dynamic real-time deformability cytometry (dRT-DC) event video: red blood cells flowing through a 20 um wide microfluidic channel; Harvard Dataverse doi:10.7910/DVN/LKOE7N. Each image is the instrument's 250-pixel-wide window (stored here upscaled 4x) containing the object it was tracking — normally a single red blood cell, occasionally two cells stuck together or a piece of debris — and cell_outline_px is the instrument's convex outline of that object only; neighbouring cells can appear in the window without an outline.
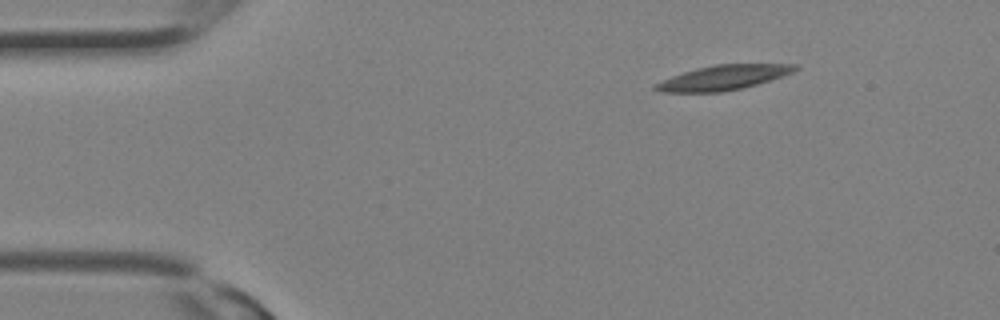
{"species": "Egyptian fruit bat (a non-hibernating species)", "species_latin": "Rousettus aegyptiacus", "temperature_condition": "room temperature", "stored_images_in_passage": 13, "camera_frame_rate_fps": 3000, "um_per_image_px": 0.085, "animal": {"sex": "female"}, "frame": {"image": 1, "passage_image": 1, "time_ms": 0.0, "image_size_px": [1000, 320], "cell_outline_px": [[800, 68], [784, 76], [744, 88], [720, 92], [660, 92], [652, 88], [652, 84], [672, 76], [696, 68], [716, 64], [796, 64]], "centroid_in_image_um": [61.47, 6.6], "position_along_channel_um": 23.5, "area_um2": 20.23}}
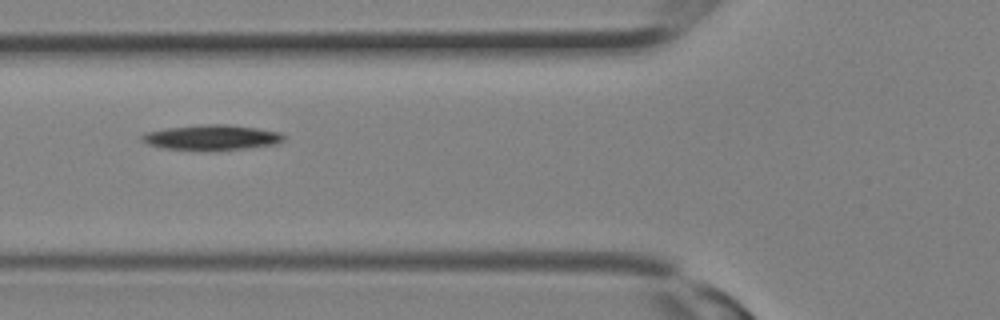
{"frame": {"image": 2, "passage_image": 8, "time_ms": 2.333, "image_size_px": [1000, 320], "cell_outline_px": [[284, 140], [276, 144], [244, 148], [164, 148], [148, 144], [140, 140], [140, 136], [148, 132], [168, 128], [208, 124], [224, 124], [256, 128], [280, 132], [284, 136]], "centroid_in_image_um": [18.01, 11.65], "position_along_channel_um": 107.8, "area_um2": 19.77}}
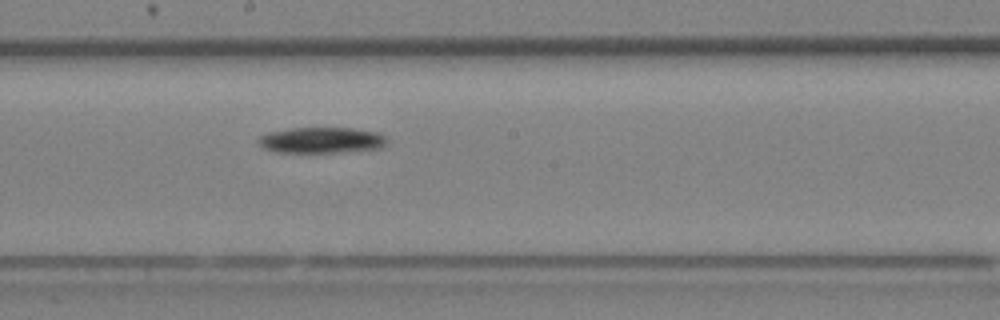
{"frame": {"image": 3, "passage_image": 13, "time_ms": 4.0, "image_size_px": [1000, 320], "cell_outline_px": [[388, 144], [384, 148], [340, 152], [276, 152], [264, 148], [256, 140], [260, 136], [268, 132], [292, 128], [352, 128], [376, 132], [388, 136]], "centroid_in_image_um": [27.39, 11.91], "position_along_channel_um": 220.8, "area_um2": 19.59}}